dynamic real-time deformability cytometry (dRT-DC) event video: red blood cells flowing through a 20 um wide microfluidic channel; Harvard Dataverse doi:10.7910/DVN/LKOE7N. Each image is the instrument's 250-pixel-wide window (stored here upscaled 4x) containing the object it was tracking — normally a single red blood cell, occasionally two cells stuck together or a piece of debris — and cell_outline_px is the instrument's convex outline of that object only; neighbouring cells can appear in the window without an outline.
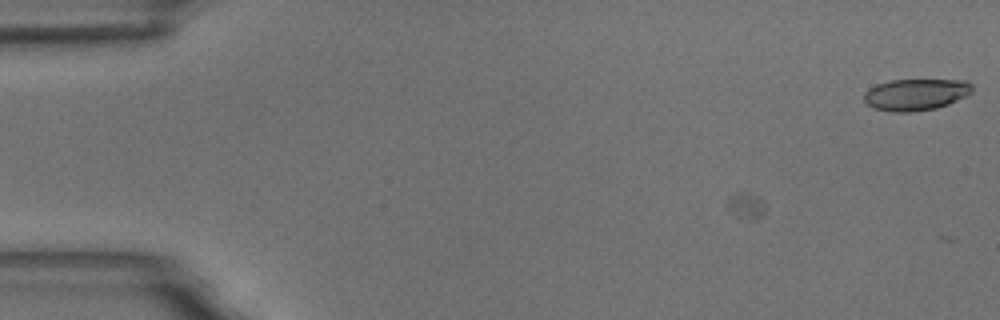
{"species": "common noctule bat (a hibernating species)", "species_latin": "Nyctalus noctula", "temperature_condition": "room temperature", "stored_images_in_passage": 15, "camera_frame_rate_fps": 3000, "um_per_image_px": 0.085, "animal": {"sex": "male", "body_mass_g": 18.8}, "frame": {"image": 1, "passage_image": 1, "time_ms": 0.0, "image_size_px": [1000, 320], "cell_outline_px": [[968, 88], [960, 96], [944, 104], [932, 108], [880, 108], [872, 104], [868, 100], [868, 92], [872, 88], [896, 80], [948, 80], [968, 84]], "centroid_in_image_um": [77.83, 7.96], "position_along_channel_um": 7.2, "area_um2": 16.65}}